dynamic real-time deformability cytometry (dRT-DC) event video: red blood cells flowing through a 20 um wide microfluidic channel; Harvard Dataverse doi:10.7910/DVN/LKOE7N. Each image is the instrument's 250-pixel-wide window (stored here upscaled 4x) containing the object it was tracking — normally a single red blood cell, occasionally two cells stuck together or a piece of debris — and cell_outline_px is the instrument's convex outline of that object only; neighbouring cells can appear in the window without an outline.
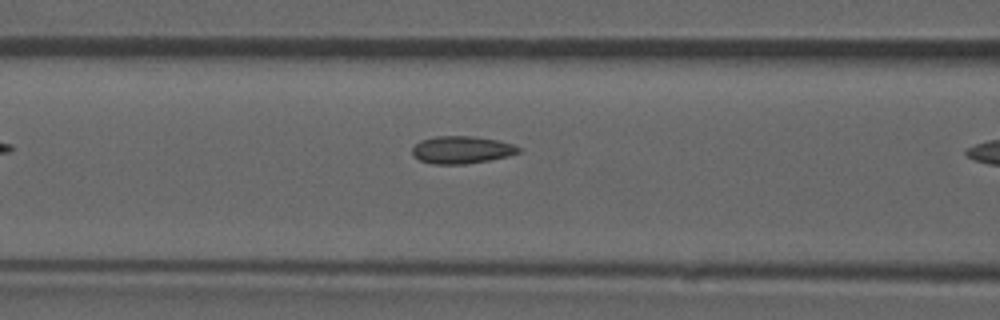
{"species": "common noctule bat (a hibernating species)", "species_latin": "Nyctalus noctula", "temperature_condition": "room temperature", "stored_images_in_passage": 7, "camera_frame_rate_fps": 3000, "um_per_image_px": 0.085, "animal": {"sex": "male", "forearm_length_mm": 52.5}, "frame": {"image": 1, "passage_image": 5, "time_ms": 1.333, "image_size_px": [1000, 320], "cell_outline_px": [[520, 152], [508, 156], [488, 160], [464, 164], [432, 164], [420, 160], [412, 156], [412, 148], [420, 140], [436, 136], [476, 136], [496, 140], [512, 144], [520, 148]], "centroid_in_image_um": [39.21, 12.73], "position_along_channel_um": 127.4, "area_um2": 16.99}}